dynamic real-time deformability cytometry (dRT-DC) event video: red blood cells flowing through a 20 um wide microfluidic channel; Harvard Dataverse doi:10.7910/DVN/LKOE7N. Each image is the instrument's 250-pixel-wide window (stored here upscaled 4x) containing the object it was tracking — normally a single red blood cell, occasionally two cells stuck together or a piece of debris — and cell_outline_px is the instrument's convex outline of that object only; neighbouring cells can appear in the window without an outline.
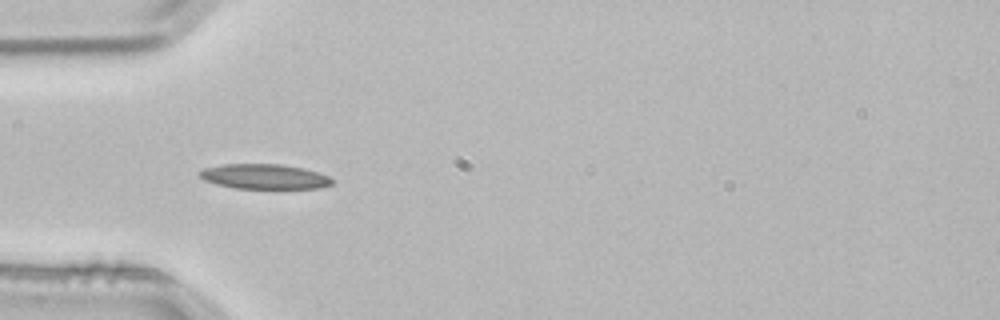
{"species": "common noctule bat (a hibernating species)", "species_latin": "Nyctalus noctula", "temperature_condition": "room temperature", "stored_images_in_passage": 4, "camera_frame_rate_fps": 3000, "um_per_image_px": 0.085, "animal": {"sex": "male", "body_mass_g": 21.5, "forearm_length_mm": 52.0}, "frame": {"image": 1, "passage_image": 4, "time_ms": 1.0, "image_size_px": [1000, 320], "cell_outline_px": [[336, 180], [332, 184], [320, 188], [236, 188], [216, 184], [204, 180], [196, 172], [204, 168], [224, 164], [284, 164], [316, 172], [328, 176]], "centroid_in_image_um": [22.46, 15.0], "position_along_channel_um": 62.5, "area_um2": 19.19}}